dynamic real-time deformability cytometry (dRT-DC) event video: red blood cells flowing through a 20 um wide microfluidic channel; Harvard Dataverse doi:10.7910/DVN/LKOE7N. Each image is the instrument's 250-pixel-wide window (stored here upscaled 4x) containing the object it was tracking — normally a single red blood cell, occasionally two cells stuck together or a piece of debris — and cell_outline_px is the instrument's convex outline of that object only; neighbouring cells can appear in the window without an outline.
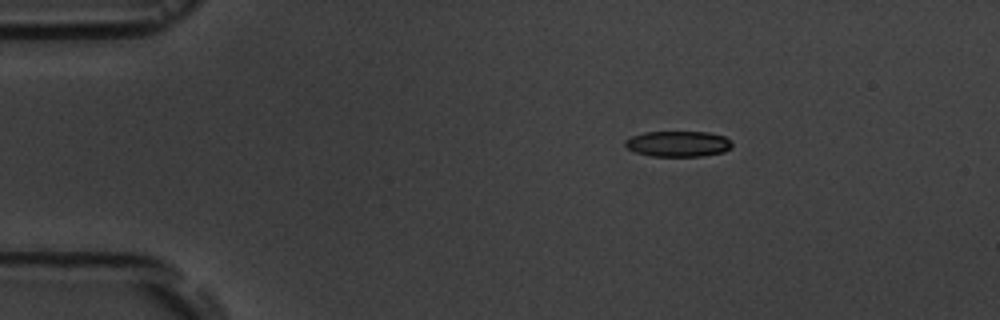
{"species": "common noctule bat (a hibernating species)", "species_latin": "Nyctalus noctula", "temperature_condition": "room temperature", "stored_images_in_passage": 4, "segment_of_instrument_passage": [1, 2], "camera_frame_rate_fps": 3000, "um_per_image_px": 0.085, "animal": {"sex": "male", "body_mass_g": 19.5, "forearm_length_mm": 54.6}, "frame": {"image": 1, "passage_image": 1, "time_ms": 0.0, "image_size_px": [1000, 320], "cell_outline_px": [[732, 148], [724, 152], [704, 156], [652, 156], [636, 152], [628, 148], [624, 144], [624, 140], [632, 136], [644, 132], [708, 132], [724, 136], [732, 140]], "centroid_in_image_um": [57.68, 12.22], "position_along_channel_um": 27.3, "area_um2": 16.13}}